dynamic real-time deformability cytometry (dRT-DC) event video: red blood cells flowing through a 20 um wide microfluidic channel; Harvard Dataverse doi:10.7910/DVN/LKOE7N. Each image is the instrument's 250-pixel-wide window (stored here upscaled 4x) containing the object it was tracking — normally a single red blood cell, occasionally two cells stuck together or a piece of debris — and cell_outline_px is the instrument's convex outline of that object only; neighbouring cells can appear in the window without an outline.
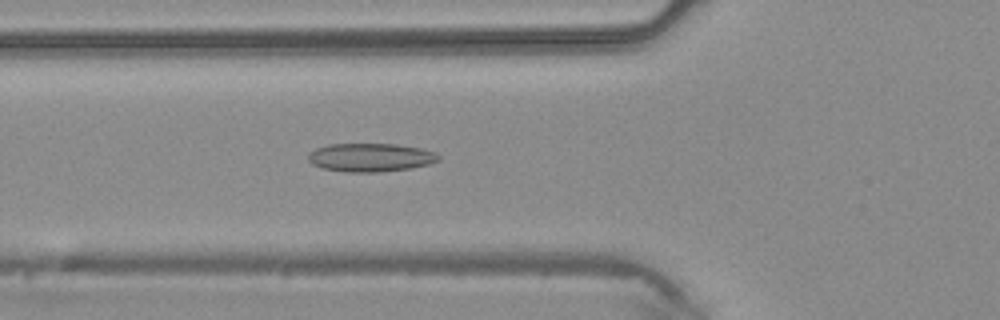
{"species": "common noctule bat (a hibernating species)", "species_latin": "Nyctalus noctula", "temperature_condition": "warm", "stored_images_in_passage": 43, "camera_frame_rate_fps": 3000, "um_per_image_px": 0.085, "animal": {"sex": "male", "body_mass_g": 20.4}, "frame": {"image": 1, "passage_image": 16, "time_ms": 5.0, "image_size_px": [1000, 320], "cell_outline_px": [[440, 160], [428, 164], [412, 168], [380, 172], [344, 172], [320, 168], [312, 164], [308, 160], [308, 152], [316, 148], [328, 144], [396, 144], [420, 148], [436, 152], [440, 156]], "centroid_in_image_um": [31.47, 13.39], "position_along_channel_um": 94.3, "area_um2": 21.85}}
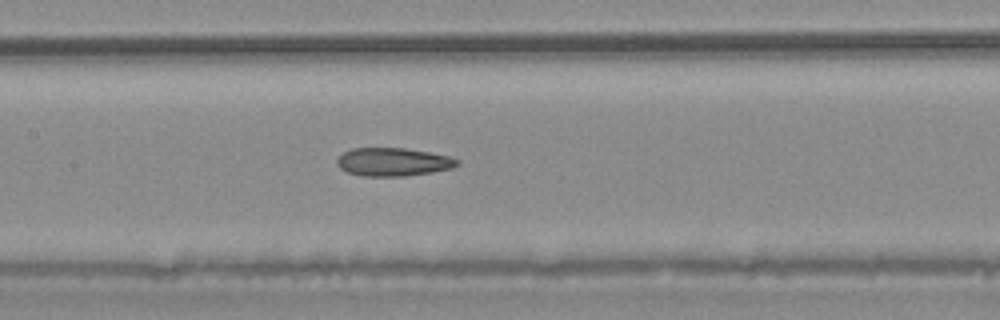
{"frame": {"image": 2, "passage_image": 21, "time_ms": 6.667, "image_size_px": [1000, 320], "cell_outline_px": [[460, 164], [452, 168], [432, 172], [404, 176], [364, 176], [348, 172], [340, 168], [336, 164], [336, 160], [344, 152], [352, 148], [404, 148], [428, 152], [448, 156], [460, 160]], "centroid_in_image_um": [33.42, 13.76], "position_along_channel_um": 174.0, "area_um2": 19.71}}
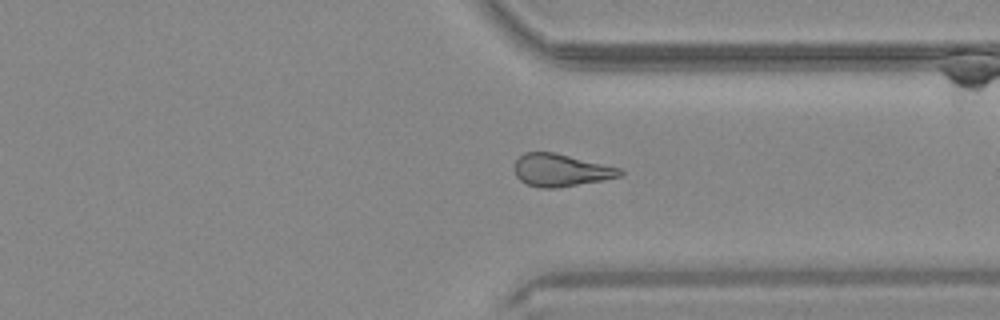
{"frame": {"image": 3, "passage_image": 33, "time_ms": 10.667, "image_size_px": [1000, 320], "cell_outline_px": [[624, 172], [620, 176], [604, 180], [556, 188], [540, 188], [528, 184], [520, 180], [516, 176], [516, 160], [524, 152], [552, 152], [620, 168]], "centroid_in_image_um": [47.67, 14.47], "position_along_channel_um": 363.7, "area_um2": 19.65}}